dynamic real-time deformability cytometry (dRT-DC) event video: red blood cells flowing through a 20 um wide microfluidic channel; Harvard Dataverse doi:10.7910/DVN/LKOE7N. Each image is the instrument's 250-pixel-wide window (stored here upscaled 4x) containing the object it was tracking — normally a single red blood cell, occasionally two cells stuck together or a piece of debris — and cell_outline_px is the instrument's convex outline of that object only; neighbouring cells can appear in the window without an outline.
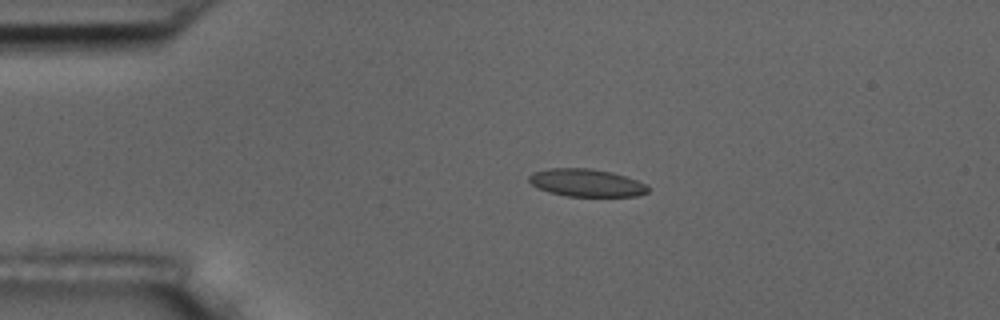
{"species": "common noctule bat (a hibernating species)", "species_latin": "Nyctalus noctula", "temperature_condition": "room temperature", "stored_images_in_passage": 5, "camera_frame_rate_fps": 3000, "um_per_image_px": 0.085, "animal": {"sex": "male", "body_mass_g": 17.5, "forearm_length_mm": 52.3}, "frame": {"image": 1, "passage_image": 4, "time_ms": 3.333, "image_size_px": [1000, 320], "cell_outline_px": [[648, 192], [636, 196], [568, 196], [548, 192], [532, 184], [528, 180], [528, 176], [532, 172], [548, 168], [592, 168], [612, 172], [636, 180], [644, 184], [648, 188]], "centroid_in_image_um": [49.8, 15.53], "position_along_channel_um": 35.2, "area_um2": 19.07}}